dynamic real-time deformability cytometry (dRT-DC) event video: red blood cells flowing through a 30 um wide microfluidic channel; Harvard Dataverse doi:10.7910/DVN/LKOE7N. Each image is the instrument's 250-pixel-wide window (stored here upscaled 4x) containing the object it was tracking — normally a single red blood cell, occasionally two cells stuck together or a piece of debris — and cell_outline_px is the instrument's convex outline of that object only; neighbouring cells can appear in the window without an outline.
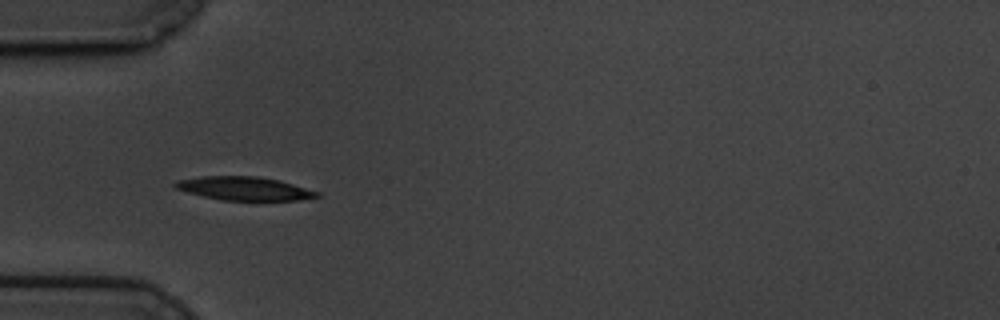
{"species": "common noctule bat (a hibernating species)", "species_latin": "Nyctalus noctula", "temperature_condition": "cold", "stored_images_in_passage": 42, "camera_frame_rate_fps": 3000, "um_per_image_px": 0.085, "animal": {"sex": "male", "body_mass_g": 19.5, "forearm_length_mm": 54.6}, "frame": {"image": 1, "passage_image": 1, "time_ms": 0.0, "image_size_px": [1000, 320], "cell_outline_px": [[320, 196], [300, 200], [220, 200], [188, 192], [176, 188], [172, 184], [176, 180], [200, 176], [256, 176], [280, 180], [320, 192]], "centroid_in_image_um": [20.76, 16.01], "position_along_channel_um": 64.2, "area_um2": 19.42}}
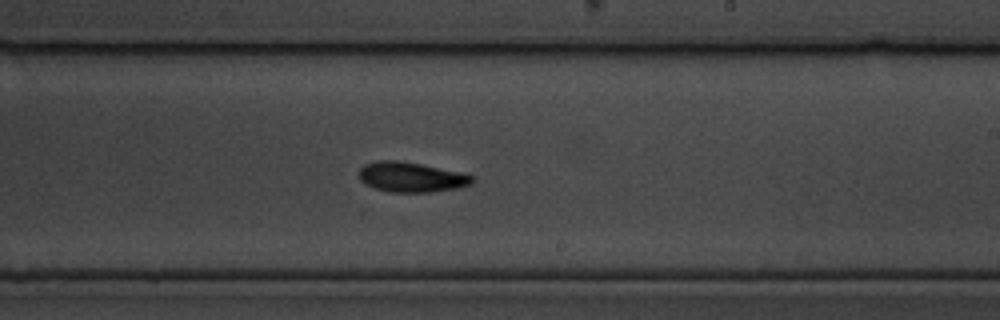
{"frame": {"image": 2, "passage_image": 18, "time_ms": 5.667, "image_size_px": [1000, 320], "cell_outline_px": [[472, 184], [456, 188], [432, 192], [388, 192], [364, 184], [360, 180], [360, 168], [364, 164], [376, 160], [396, 160], [420, 164], [460, 172], [472, 176]], "centroid_in_image_um": [34.91, 15.05], "position_along_channel_um": 254.1, "area_um2": 19.65}}
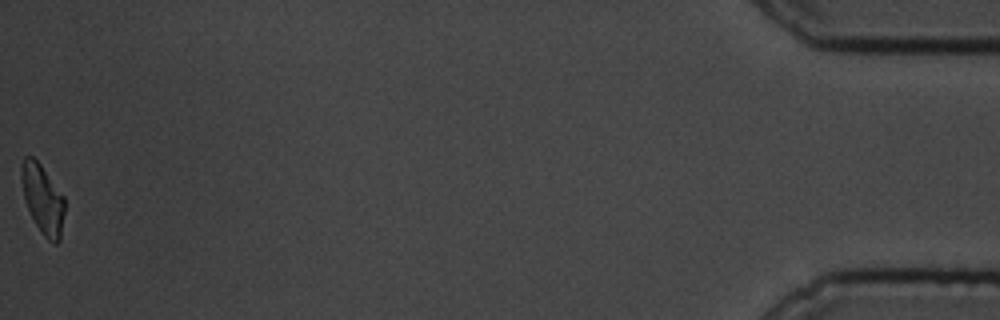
{"frame": {"image": 3, "passage_image": 42, "time_ms": 13.667, "image_size_px": [1000, 320], "cell_outline_px": [[64, 212], [60, 240], [56, 244], [52, 244], [40, 232], [24, 200], [20, 180], [20, 168], [24, 156], [32, 156], [40, 164], [64, 196]], "centroid_in_image_um": [3.61, 16.92], "position_along_channel_um": 431.6, "area_um2": 17.51}, "authors_computed_cell_mechanics": {"area_um2": 19.1029, "velocity_mm_per_s": 3.3841, "shape_relaxation_time_tau1_ms": 4.6643, "shape_relaxation_time_tau2_ms": 8.0943, "deformation_change_tau1": 0.1637, "deformation_change_tau2": 0.1256}}